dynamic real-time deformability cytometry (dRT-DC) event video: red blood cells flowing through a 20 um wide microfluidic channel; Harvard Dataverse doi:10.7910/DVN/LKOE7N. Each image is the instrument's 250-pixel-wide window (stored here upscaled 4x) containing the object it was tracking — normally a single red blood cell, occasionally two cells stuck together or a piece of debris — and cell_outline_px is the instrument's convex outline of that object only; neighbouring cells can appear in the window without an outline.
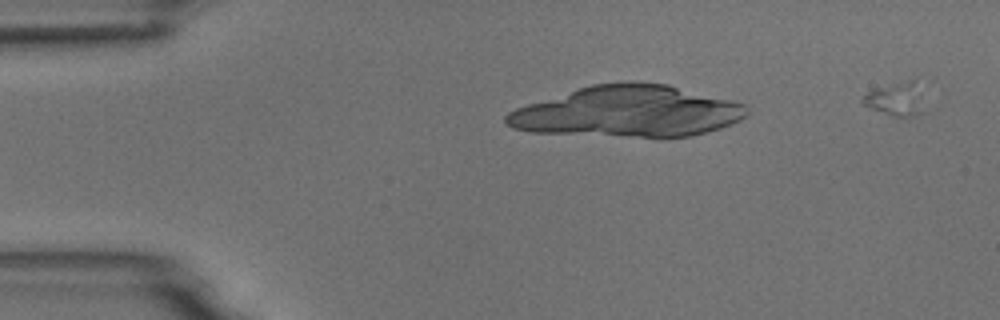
{"species": "common noctule bat (a hibernating species)", "species_latin": "Nyctalus noctula", "temperature_condition": "room temperature", "stored_images_in_passage": 2, "camera_frame_rate_fps": 3000, "um_per_image_px": 0.085, "animal": {"sex": "male", "body_mass_g": 18.8}, "frame": {"image": 1, "passage_image": 2, "time_ms": 0.333, "image_size_px": [1000, 320], "cell_outline_px": [[920, 112], [912, 116], [892, 116], [872, 108], [864, 104], [860, 100], [868, 92], [876, 88], [908, 80], [912, 80]], "centroid_in_image_um": [75.97, 8.45], "position_along_channel_um": 9.0, "area_um2": 10.58}}